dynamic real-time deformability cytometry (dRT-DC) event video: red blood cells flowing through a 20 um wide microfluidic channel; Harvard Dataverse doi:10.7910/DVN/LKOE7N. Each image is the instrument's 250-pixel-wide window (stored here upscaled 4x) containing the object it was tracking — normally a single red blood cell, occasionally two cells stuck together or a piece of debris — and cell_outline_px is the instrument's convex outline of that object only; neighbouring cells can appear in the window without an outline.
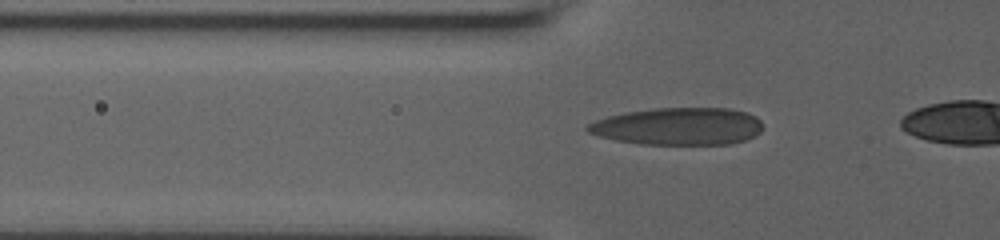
{"species": "human", "species_latin": "Homo sapiens", "temperature_condition": "room temperature", "stored_images_in_passage": 42, "camera_frame_rate_fps": 3000, "um_per_image_px": 0.085, "donor": {"sex": "male"}, "frame": {"image": 1, "passage_image": 13, "time_ms": 5.333, "image_size_px": [1000, 240], "cell_outline_px": [[764, 128], [760, 132], [744, 140], [732, 144], [640, 144], [616, 140], [600, 136], [588, 132], [584, 128], [588, 124], [596, 120], [608, 116], [628, 112], [656, 108], [728, 108], [748, 112], [756, 116], [760, 120]], "centroid_in_image_um": [57.68, 10.73], "position_along_channel_um": 68.1, "area_um2": 38.15}}
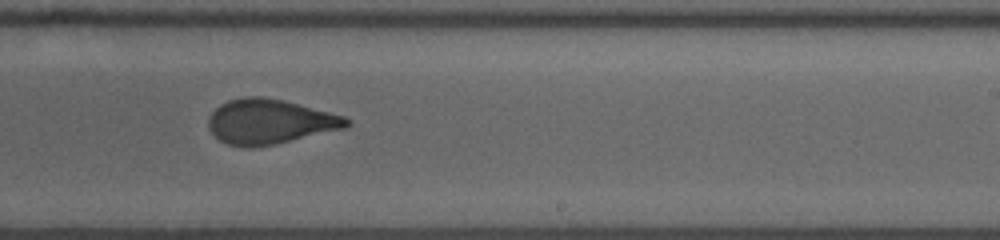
{"frame": {"image": 2, "passage_image": 29, "time_ms": 10.667, "image_size_px": [1000, 240], "cell_outline_px": [[352, 124], [348, 128], [276, 144], [248, 148], [228, 144], [220, 140], [208, 128], [208, 120], [212, 112], [220, 104], [228, 100], [244, 96], [260, 96], [280, 100], [344, 116], [352, 120]], "centroid_in_image_um": [22.95, 10.35], "position_along_channel_um": 266.1, "area_um2": 36.01}}
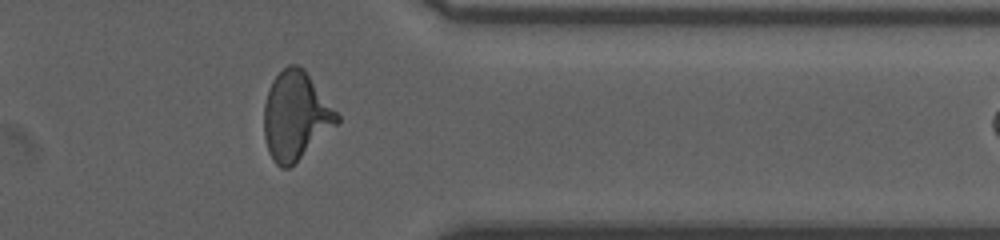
{"frame": {"image": 3, "passage_image": 39, "time_ms": 14.0, "image_size_px": [1000, 240], "cell_outline_px": [[340, 120], [336, 124], [288, 168], [280, 168], [272, 160], [268, 152], [264, 136], [264, 104], [268, 88], [272, 80], [288, 64], [296, 64], [304, 68], [340, 116]], "centroid_in_image_um": [25.09, 9.81], "position_along_channel_um": 386.3, "area_um2": 37.05}}